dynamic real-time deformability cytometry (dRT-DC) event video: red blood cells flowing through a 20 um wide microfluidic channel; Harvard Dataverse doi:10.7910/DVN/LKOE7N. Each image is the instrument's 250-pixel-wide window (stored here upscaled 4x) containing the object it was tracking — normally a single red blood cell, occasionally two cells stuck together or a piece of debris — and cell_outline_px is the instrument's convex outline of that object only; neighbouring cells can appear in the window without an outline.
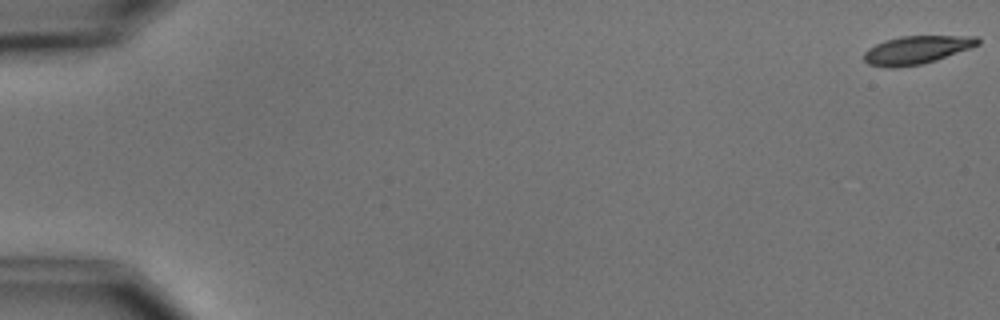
{"species": "common noctule bat (a hibernating species)", "species_latin": "Nyctalus noctula", "temperature_condition": "cold", "stored_images_in_passage": 8, "camera_frame_rate_fps": 3000, "um_per_image_px": 0.085, "animal": {"sex": "male", "body_mass_g": 15.6}, "frame": {"image": 1, "passage_image": 1, "time_ms": 0.0, "image_size_px": [1000, 320], "cell_outline_px": [[980, 44], [972, 48], [924, 64], [892, 68], [884, 68], [868, 64], [864, 60], [864, 52], [868, 48], [884, 40], [900, 36], [976, 36], [980, 40]], "centroid_in_image_um": [77.9, 4.25], "position_along_channel_um": 7.1, "area_um2": 18.9}}
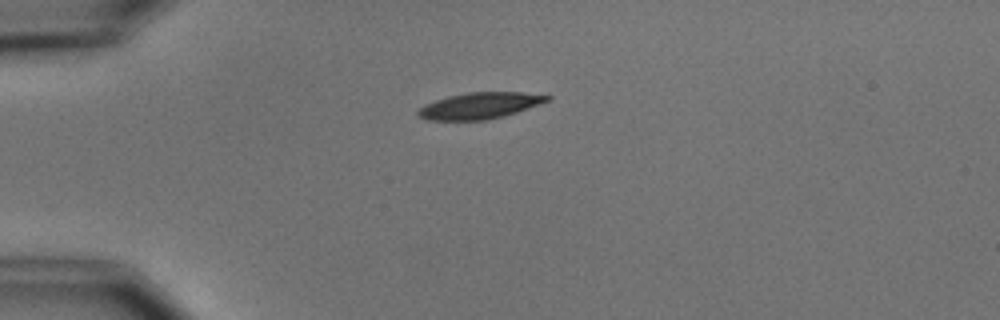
{"frame": {"image": 2, "passage_image": 5, "time_ms": 4.667, "image_size_px": [1000, 320], "cell_outline_px": [[552, 100], [504, 116], [484, 120], [428, 120], [416, 116], [416, 112], [424, 104], [448, 96], [468, 92], [520, 92], [552, 96]], "centroid_in_image_um": [40.77, 8.98], "position_along_channel_um": 44.2, "area_um2": 19.83}}